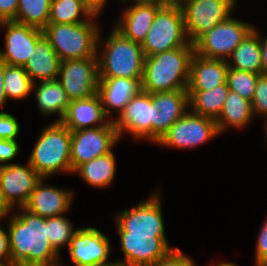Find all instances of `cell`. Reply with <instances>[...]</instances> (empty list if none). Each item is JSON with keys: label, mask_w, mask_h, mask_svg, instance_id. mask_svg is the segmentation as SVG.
<instances>
[{"label": "cell", "mask_w": 267, "mask_h": 266, "mask_svg": "<svg viewBox=\"0 0 267 266\" xmlns=\"http://www.w3.org/2000/svg\"><path fill=\"white\" fill-rule=\"evenodd\" d=\"M14 209L6 226L11 260L17 266H64L62 256L48 239L47 218L24 207Z\"/></svg>", "instance_id": "cell-1"}, {"label": "cell", "mask_w": 267, "mask_h": 266, "mask_svg": "<svg viewBox=\"0 0 267 266\" xmlns=\"http://www.w3.org/2000/svg\"><path fill=\"white\" fill-rule=\"evenodd\" d=\"M194 45L185 46L145 57L141 89L146 93L187 89L190 61Z\"/></svg>", "instance_id": "cell-2"}, {"label": "cell", "mask_w": 267, "mask_h": 266, "mask_svg": "<svg viewBox=\"0 0 267 266\" xmlns=\"http://www.w3.org/2000/svg\"><path fill=\"white\" fill-rule=\"evenodd\" d=\"M101 32L96 53L99 78L142 79L146 56L141 44L125 38L114 27L104 40Z\"/></svg>", "instance_id": "cell-3"}, {"label": "cell", "mask_w": 267, "mask_h": 266, "mask_svg": "<svg viewBox=\"0 0 267 266\" xmlns=\"http://www.w3.org/2000/svg\"><path fill=\"white\" fill-rule=\"evenodd\" d=\"M41 130L27 162L42 178L58 172L71 174V131L62 122L54 121Z\"/></svg>", "instance_id": "cell-4"}, {"label": "cell", "mask_w": 267, "mask_h": 266, "mask_svg": "<svg viewBox=\"0 0 267 266\" xmlns=\"http://www.w3.org/2000/svg\"><path fill=\"white\" fill-rule=\"evenodd\" d=\"M97 17L77 24L48 23L42 30L61 61L97 57L100 30Z\"/></svg>", "instance_id": "cell-5"}, {"label": "cell", "mask_w": 267, "mask_h": 266, "mask_svg": "<svg viewBox=\"0 0 267 266\" xmlns=\"http://www.w3.org/2000/svg\"><path fill=\"white\" fill-rule=\"evenodd\" d=\"M188 42L180 4L165 3L157 11L141 47L148 57L185 46Z\"/></svg>", "instance_id": "cell-6"}, {"label": "cell", "mask_w": 267, "mask_h": 266, "mask_svg": "<svg viewBox=\"0 0 267 266\" xmlns=\"http://www.w3.org/2000/svg\"><path fill=\"white\" fill-rule=\"evenodd\" d=\"M161 191L151 193L144 201L130 209H123L113 215L117 232H129V235L166 237L162 211Z\"/></svg>", "instance_id": "cell-7"}, {"label": "cell", "mask_w": 267, "mask_h": 266, "mask_svg": "<svg viewBox=\"0 0 267 266\" xmlns=\"http://www.w3.org/2000/svg\"><path fill=\"white\" fill-rule=\"evenodd\" d=\"M237 0H183L186 36L193 45L215 25L233 14Z\"/></svg>", "instance_id": "cell-8"}, {"label": "cell", "mask_w": 267, "mask_h": 266, "mask_svg": "<svg viewBox=\"0 0 267 266\" xmlns=\"http://www.w3.org/2000/svg\"><path fill=\"white\" fill-rule=\"evenodd\" d=\"M230 15L226 20L215 25L195 44L194 52L206 58L227 61L236 47L255 28Z\"/></svg>", "instance_id": "cell-9"}, {"label": "cell", "mask_w": 267, "mask_h": 266, "mask_svg": "<svg viewBox=\"0 0 267 266\" xmlns=\"http://www.w3.org/2000/svg\"><path fill=\"white\" fill-rule=\"evenodd\" d=\"M218 135L220 134L214 119L188 110L156 144L175 150L195 149Z\"/></svg>", "instance_id": "cell-10"}, {"label": "cell", "mask_w": 267, "mask_h": 266, "mask_svg": "<svg viewBox=\"0 0 267 266\" xmlns=\"http://www.w3.org/2000/svg\"><path fill=\"white\" fill-rule=\"evenodd\" d=\"M119 141L113 120L100 127L71 131L72 174L83 163L111 152Z\"/></svg>", "instance_id": "cell-11"}, {"label": "cell", "mask_w": 267, "mask_h": 266, "mask_svg": "<svg viewBox=\"0 0 267 266\" xmlns=\"http://www.w3.org/2000/svg\"><path fill=\"white\" fill-rule=\"evenodd\" d=\"M57 80L71 101L87 99L98 93V58L61 61Z\"/></svg>", "instance_id": "cell-12"}, {"label": "cell", "mask_w": 267, "mask_h": 266, "mask_svg": "<svg viewBox=\"0 0 267 266\" xmlns=\"http://www.w3.org/2000/svg\"><path fill=\"white\" fill-rule=\"evenodd\" d=\"M68 252L75 266H110V239L101 230L93 226L79 228L70 240Z\"/></svg>", "instance_id": "cell-13"}, {"label": "cell", "mask_w": 267, "mask_h": 266, "mask_svg": "<svg viewBox=\"0 0 267 266\" xmlns=\"http://www.w3.org/2000/svg\"><path fill=\"white\" fill-rule=\"evenodd\" d=\"M188 110L187 89L151 94V143L156 144Z\"/></svg>", "instance_id": "cell-14"}, {"label": "cell", "mask_w": 267, "mask_h": 266, "mask_svg": "<svg viewBox=\"0 0 267 266\" xmlns=\"http://www.w3.org/2000/svg\"><path fill=\"white\" fill-rule=\"evenodd\" d=\"M120 250L124 255L120 263L123 266H149L163 258L171 249L167 237L129 235V232H118Z\"/></svg>", "instance_id": "cell-15"}, {"label": "cell", "mask_w": 267, "mask_h": 266, "mask_svg": "<svg viewBox=\"0 0 267 266\" xmlns=\"http://www.w3.org/2000/svg\"><path fill=\"white\" fill-rule=\"evenodd\" d=\"M1 28L5 32V48H0V58L8 65L24 67L43 31L14 20L0 22Z\"/></svg>", "instance_id": "cell-16"}, {"label": "cell", "mask_w": 267, "mask_h": 266, "mask_svg": "<svg viewBox=\"0 0 267 266\" xmlns=\"http://www.w3.org/2000/svg\"><path fill=\"white\" fill-rule=\"evenodd\" d=\"M25 163L0 166V189L13 210L27 204L36 184L42 178L28 162Z\"/></svg>", "instance_id": "cell-17"}, {"label": "cell", "mask_w": 267, "mask_h": 266, "mask_svg": "<svg viewBox=\"0 0 267 266\" xmlns=\"http://www.w3.org/2000/svg\"><path fill=\"white\" fill-rule=\"evenodd\" d=\"M131 2V5H130ZM127 8L121 10L114 28L125 38L142 43L154 21L157 11L165 4L163 0H120ZM133 3V4H132Z\"/></svg>", "instance_id": "cell-18"}, {"label": "cell", "mask_w": 267, "mask_h": 266, "mask_svg": "<svg viewBox=\"0 0 267 266\" xmlns=\"http://www.w3.org/2000/svg\"><path fill=\"white\" fill-rule=\"evenodd\" d=\"M151 94L140 91L125 105L124 110L114 118L120 140L125 132L135 140L151 142Z\"/></svg>", "instance_id": "cell-19"}, {"label": "cell", "mask_w": 267, "mask_h": 266, "mask_svg": "<svg viewBox=\"0 0 267 266\" xmlns=\"http://www.w3.org/2000/svg\"><path fill=\"white\" fill-rule=\"evenodd\" d=\"M45 182L46 178H41L36 184L24 208L43 218L62 216L68 213L75 193L72 189H62L47 185Z\"/></svg>", "instance_id": "cell-20"}, {"label": "cell", "mask_w": 267, "mask_h": 266, "mask_svg": "<svg viewBox=\"0 0 267 266\" xmlns=\"http://www.w3.org/2000/svg\"><path fill=\"white\" fill-rule=\"evenodd\" d=\"M141 81L142 79L118 77L99 78L98 95L101 98L103 111L110 120H114V117H111L114 111L119 116L132 97L142 90Z\"/></svg>", "instance_id": "cell-21"}, {"label": "cell", "mask_w": 267, "mask_h": 266, "mask_svg": "<svg viewBox=\"0 0 267 266\" xmlns=\"http://www.w3.org/2000/svg\"><path fill=\"white\" fill-rule=\"evenodd\" d=\"M228 69L227 61L206 58L194 52L187 91H205L227 83Z\"/></svg>", "instance_id": "cell-22"}, {"label": "cell", "mask_w": 267, "mask_h": 266, "mask_svg": "<svg viewBox=\"0 0 267 266\" xmlns=\"http://www.w3.org/2000/svg\"><path fill=\"white\" fill-rule=\"evenodd\" d=\"M110 119L105 115L100 96L71 101L62 123L70 130L94 128L106 125Z\"/></svg>", "instance_id": "cell-23"}, {"label": "cell", "mask_w": 267, "mask_h": 266, "mask_svg": "<svg viewBox=\"0 0 267 266\" xmlns=\"http://www.w3.org/2000/svg\"><path fill=\"white\" fill-rule=\"evenodd\" d=\"M61 60L51 47L44 34L37 40L35 49L24 66L33 83L56 80L60 71Z\"/></svg>", "instance_id": "cell-24"}, {"label": "cell", "mask_w": 267, "mask_h": 266, "mask_svg": "<svg viewBox=\"0 0 267 266\" xmlns=\"http://www.w3.org/2000/svg\"><path fill=\"white\" fill-rule=\"evenodd\" d=\"M33 91L40 114L44 117L57 114L58 118L54 122H61L71 100L60 82L57 79L35 82L32 85Z\"/></svg>", "instance_id": "cell-25"}, {"label": "cell", "mask_w": 267, "mask_h": 266, "mask_svg": "<svg viewBox=\"0 0 267 266\" xmlns=\"http://www.w3.org/2000/svg\"><path fill=\"white\" fill-rule=\"evenodd\" d=\"M254 117L251 101L229 89L223 109L216 120L219 134L230 127L242 130Z\"/></svg>", "instance_id": "cell-26"}, {"label": "cell", "mask_w": 267, "mask_h": 266, "mask_svg": "<svg viewBox=\"0 0 267 266\" xmlns=\"http://www.w3.org/2000/svg\"><path fill=\"white\" fill-rule=\"evenodd\" d=\"M116 162L112 150L89 162L83 163L73 173H78L80 178L93 188H107L116 177Z\"/></svg>", "instance_id": "cell-27"}, {"label": "cell", "mask_w": 267, "mask_h": 266, "mask_svg": "<svg viewBox=\"0 0 267 266\" xmlns=\"http://www.w3.org/2000/svg\"><path fill=\"white\" fill-rule=\"evenodd\" d=\"M260 30L254 28L227 60L230 68L262 74Z\"/></svg>", "instance_id": "cell-28"}, {"label": "cell", "mask_w": 267, "mask_h": 266, "mask_svg": "<svg viewBox=\"0 0 267 266\" xmlns=\"http://www.w3.org/2000/svg\"><path fill=\"white\" fill-rule=\"evenodd\" d=\"M189 95V110L195 114L218 119L229 92L228 84L224 83L205 91H187Z\"/></svg>", "instance_id": "cell-29"}, {"label": "cell", "mask_w": 267, "mask_h": 266, "mask_svg": "<svg viewBox=\"0 0 267 266\" xmlns=\"http://www.w3.org/2000/svg\"><path fill=\"white\" fill-rule=\"evenodd\" d=\"M92 18L81 0H52L48 23L77 24Z\"/></svg>", "instance_id": "cell-30"}, {"label": "cell", "mask_w": 267, "mask_h": 266, "mask_svg": "<svg viewBox=\"0 0 267 266\" xmlns=\"http://www.w3.org/2000/svg\"><path fill=\"white\" fill-rule=\"evenodd\" d=\"M52 0H18L14 21L43 30L49 21Z\"/></svg>", "instance_id": "cell-31"}, {"label": "cell", "mask_w": 267, "mask_h": 266, "mask_svg": "<svg viewBox=\"0 0 267 266\" xmlns=\"http://www.w3.org/2000/svg\"><path fill=\"white\" fill-rule=\"evenodd\" d=\"M3 85L8 101H25L32 94L33 82L23 66L7 64L4 72Z\"/></svg>", "instance_id": "cell-32"}, {"label": "cell", "mask_w": 267, "mask_h": 266, "mask_svg": "<svg viewBox=\"0 0 267 266\" xmlns=\"http://www.w3.org/2000/svg\"><path fill=\"white\" fill-rule=\"evenodd\" d=\"M78 229L64 215L47 218L48 239L60 255L61 248L69 246L70 240Z\"/></svg>", "instance_id": "cell-33"}, {"label": "cell", "mask_w": 267, "mask_h": 266, "mask_svg": "<svg viewBox=\"0 0 267 266\" xmlns=\"http://www.w3.org/2000/svg\"><path fill=\"white\" fill-rule=\"evenodd\" d=\"M259 75L254 72L240 71L229 67L227 72L228 88L243 98L252 101Z\"/></svg>", "instance_id": "cell-34"}, {"label": "cell", "mask_w": 267, "mask_h": 266, "mask_svg": "<svg viewBox=\"0 0 267 266\" xmlns=\"http://www.w3.org/2000/svg\"><path fill=\"white\" fill-rule=\"evenodd\" d=\"M252 109L255 116H262L267 122V75L260 74L254 95L252 98Z\"/></svg>", "instance_id": "cell-35"}, {"label": "cell", "mask_w": 267, "mask_h": 266, "mask_svg": "<svg viewBox=\"0 0 267 266\" xmlns=\"http://www.w3.org/2000/svg\"><path fill=\"white\" fill-rule=\"evenodd\" d=\"M20 129V123L14 115L5 111L0 113V139L17 140Z\"/></svg>", "instance_id": "cell-36"}, {"label": "cell", "mask_w": 267, "mask_h": 266, "mask_svg": "<svg viewBox=\"0 0 267 266\" xmlns=\"http://www.w3.org/2000/svg\"><path fill=\"white\" fill-rule=\"evenodd\" d=\"M149 266H197V264L189 255H186L176 247L171 249L163 258Z\"/></svg>", "instance_id": "cell-37"}, {"label": "cell", "mask_w": 267, "mask_h": 266, "mask_svg": "<svg viewBox=\"0 0 267 266\" xmlns=\"http://www.w3.org/2000/svg\"><path fill=\"white\" fill-rule=\"evenodd\" d=\"M265 219L256 238L257 241L254 253L255 266H267V217Z\"/></svg>", "instance_id": "cell-38"}, {"label": "cell", "mask_w": 267, "mask_h": 266, "mask_svg": "<svg viewBox=\"0 0 267 266\" xmlns=\"http://www.w3.org/2000/svg\"><path fill=\"white\" fill-rule=\"evenodd\" d=\"M19 152L17 140L0 139V166L12 164L11 161L18 156Z\"/></svg>", "instance_id": "cell-39"}, {"label": "cell", "mask_w": 267, "mask_h": 266, "mask_svg": "<svg viewBox=\"0 0 267 266\" xmlns=\"http://www.w3.org/2000/svg\"><path fill=\"white\" fill-rule=\"evenodd\" d=\"M18 0H0V22L16 18Z\"/></svg>", "instance_id": "cell-40"}, {"label": "cell", "mask_w": 267, "mask_h": 266, "mask_svg": "<svg viewBox=\"0 0 267 266\" xmlns=\"http://www.w3.org/2000/svg\"><path fill=\"white\" fill-rule=\"evenodd\" d=\"M0 260H11L9 235L3 226H0Z\"/></svg>", "instance_id": "cell-41"}, {"label": "cell", "mask_w": 267, "mask_h": 266, "mask_svg": "<svg viewBox=\"0 0 267 266\" xmlns=\"http://www.w3.org/2000/svg\"><path fill=\"white\" fill-rule=\"evenodd\" d=\"M88 12L93 16H100L108 0H81Z\"/></svg>", "instance_id": "cell-42"}, {"label": "cell", "mask_w": 267, "mask_h": 266, "mask_svg": "<svg viewBox=\"0 0 267 266\" xmlns=\"http://www.w3.org/2000/svg\"><path fill=\"white\" fill-rule=\"evenodd\" d=\"M6 66H7V63L0 58V109L4 108V105L6 104L8 100L5 94L4 85H3L4 72H5ZM0 113H2V111H0Z\"/></svg>", "instance_id": "cell-43"}, {"label": "cell", "mask_w": 267, "mask_h": 266, "mask_svg": "<svg viewBox=\"0 0 267 266\" xmlns=\"http://www.w3.org/2000/svg\"><path fill=\"white\" fill-rule=\"evenodd\" d=\"M13 208L8 204L6 201L1 189H0V221L4 220L5 218L8 219L6 216L11 215L13 213Z\"/></svg>", "instance_id": "cell-44"}, {"label": "cell", "mask_w": 267, "mask_h": 266, "mask_svg": "<svg viewBox=\"0 0 267 266\" xmlns=\"http://www.w3.org/2000/svg\"><path fill=\"white\" fill-rule=\"evenodd\" d=\"M262 74L267 75V37H260Z\"/></svg>", "instance_id": "cell-45"}, {"label": "cell", "mask_w": 267, "mask_h": 266, "mask_svg": "<svg viewBox=\"0 0 267 266\" xmlns=\"http://www.w3.org/2000/svg\"><path fill=\"white\" fill-rule=\"evenodd\" d=\"M206 266H238L237 264H234L233 262H229V261H222V262H219V263H216V264H213L211 262V264L209 265H206Z\"/></svg>", "instance_id": "cell-46"}, {"label": "cell", "mask_w": 267, "mask_h": 266, "mask_svg": "<svg viewBox=\"0 0 267 266\" xmlns=\"http://www.w3.org/2000/svg\"><path fill=\"white\" fill-rule=\"evenodd\" d=\"M0 266H17L12 260H0Z\"/></svg>", "instance_id": "cell-47"}, {"label": "cell", "mask_w": 267, "mask_h": 266, "mask_svg": "<svg viewBox=\"0 0 267 266\" xmlns=\"http://www.w3.org/2000/svg\"><path fill=\"white\" fill-rule=\"evenodd\" d=\"M183 0H164L165 3L180 4Z\"/></svg>", "instance_id": "cell-48"}, {"label": "cell", "mask_w": 267, "mask_h": 266, "mask_svg": "<svg viewBox=\"0 0 267 266\" xmlns=\"http://www.w3.org/2000/svg\"><path fill=\"white\" fill-rule=\"evenodd\" d=\"M263 124H265L264 125V129H265V134H266V138H267V122L266 123H263Z\"/></svg>", "instance_id": "cell-49"}, {"label": "cell", "mask_w": 267, "mask_h": 266, "mask_svg": "<svg viewBox=\"0 0 267 266\" xmlns=\"http://www.w3.org/2000/svg\"><path fill=\"white\" fill-rule=\"evenodd\" d=\"M110 266H123V265L120 264V263H114V264H112V265H110Z\"/></svg>", "instance_id": "cell-50"}]
</instances>
